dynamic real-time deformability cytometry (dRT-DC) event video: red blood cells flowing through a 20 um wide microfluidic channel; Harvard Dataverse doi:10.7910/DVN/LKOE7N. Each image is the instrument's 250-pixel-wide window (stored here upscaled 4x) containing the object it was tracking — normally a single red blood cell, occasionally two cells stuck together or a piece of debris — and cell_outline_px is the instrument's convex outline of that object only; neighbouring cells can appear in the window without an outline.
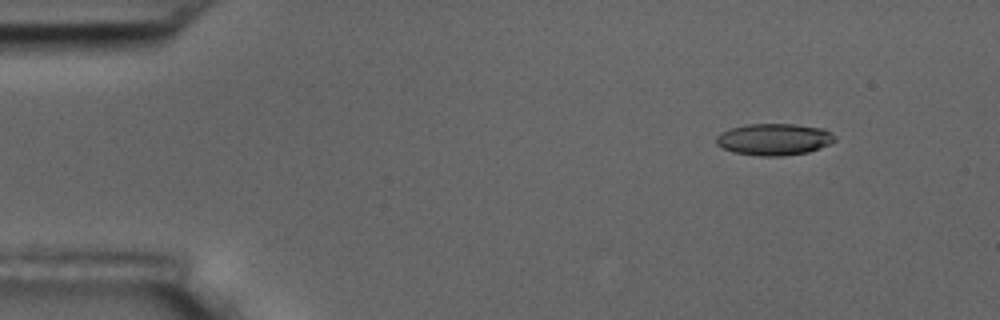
{"species": "common noctule bat (a hibernating species)", "species_latin": "Nyctalus noctula", "temperature_condition": "room temperature", "stored_images_in_passage": 6, "camera_frame_rate_fps": 3000, "um_per_image_px": 0.085, "animal": {"sex": "male", "body_mass_g": 17.5, "forearm_length_mm": 52.3}, "frame": {"image": 1, "passage_image": 2, "time_ms": 2.0, "image_size_px": [1000, 320], "cell_outline_px": [[836, 140], [820, 148], [808, 152], [780, 156], [760, 156], [732, 152], [716, 144], [716, 136], [720, 132], [732, 128], [748, 124], [796, 124], [824, 128], [832, 132], [836, 136]], "centroid_in_image_um": [65.81, 11.84], "position_along_channel_um": 19.2, "area_um2": 22.02}}
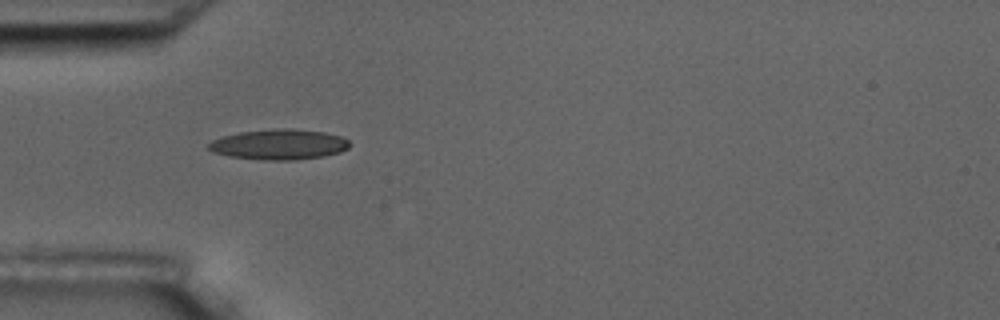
{"frame": {"image": 2, "passage_image": 5, "time_ms": 5.667, "image_size_px": [1000, 320], "cell_outline_px": [[348, 148], [340, 152], [324, 156], [292, 160], [260, 160], [228, 156], [212, 152], [208, 148], [208, 144], [212, 140], [224, 136], [240, 132], [280, 128], [288, 128], [324, 132], [340, 136], [348, 140]], "centroid_in_image_um": [23.69, 12.28], "position_along_channel_um": 61.3, "area_um2": 24.85}}